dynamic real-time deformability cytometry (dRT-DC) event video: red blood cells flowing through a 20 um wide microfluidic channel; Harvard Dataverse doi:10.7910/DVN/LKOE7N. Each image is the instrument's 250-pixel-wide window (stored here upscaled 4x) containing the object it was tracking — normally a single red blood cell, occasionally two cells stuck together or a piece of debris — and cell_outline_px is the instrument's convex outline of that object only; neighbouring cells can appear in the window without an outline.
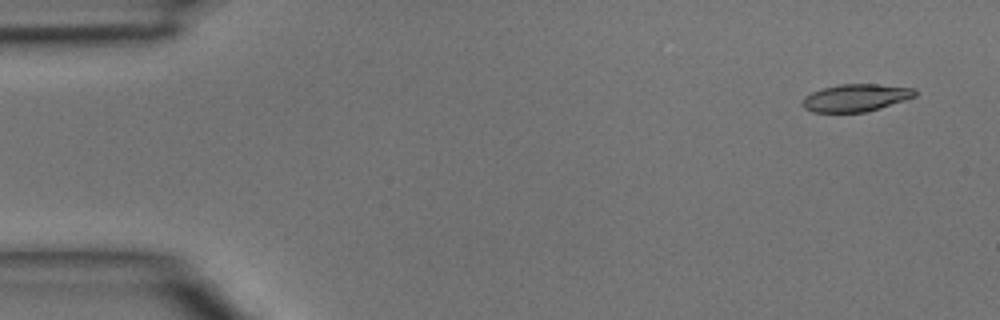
{"species": "common noctule bat (a hibernating species)", "species_latin": "Nyctalus noctula", "temperature_condition": "room temperature", "stored_images_in_passage": 4, "camera_frame_rate_fps": 3000, "um_per_image_px": 0.085, "animal": {"sex": "male", "body_mass_g": 15.6}, "frame": {"image": 1, "passage_image": 1, "time_ms": 0.0, "image_size_px": [1000, 320], "cell_outline_px": [[916, 96], [880, 108], [864, 112], [812, 112], [804, 108], [800, 104], [804, 96], [812, 92], [824, 88], [840, 84], [876, 84], [916, 88]], "centroid_in_image_um": [72.72, 8.31], "position_along_channel_um": 12.3, "area_um2": 17.98}}
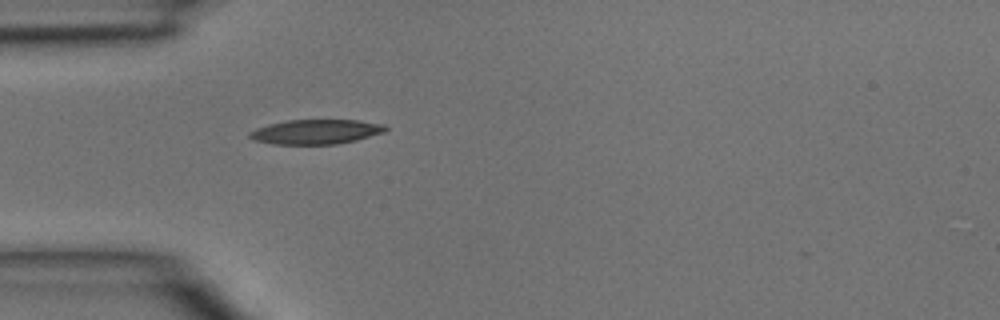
{"frame": {"image": 2, "passage_image": 4, "time_ms": 1.0, "image_size_px": [1000, 320], "cell_outline_px": [[388, 128], [384, 132], [356, 140], [336, 144], [272, 144], [252, 140], [248, 136], [248, 132], [256, 128], [268, 124], [288, 120], [356, 120], [384, 124]], "centroid_in_image_um": [26.81, 11.2], "position_along_channel_um": 58.2, "area_um2": 19.54}}